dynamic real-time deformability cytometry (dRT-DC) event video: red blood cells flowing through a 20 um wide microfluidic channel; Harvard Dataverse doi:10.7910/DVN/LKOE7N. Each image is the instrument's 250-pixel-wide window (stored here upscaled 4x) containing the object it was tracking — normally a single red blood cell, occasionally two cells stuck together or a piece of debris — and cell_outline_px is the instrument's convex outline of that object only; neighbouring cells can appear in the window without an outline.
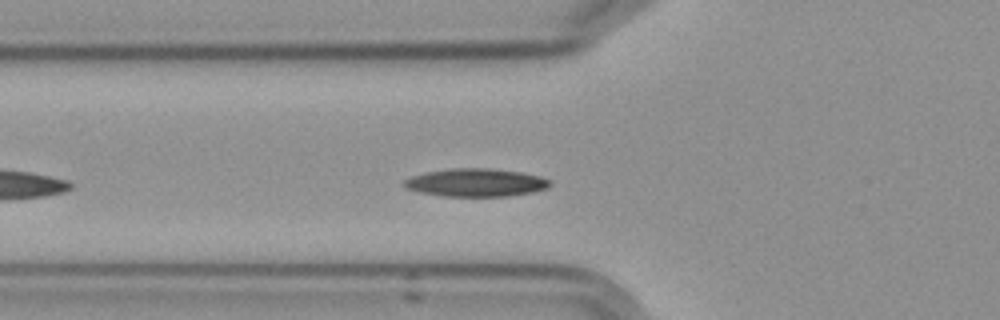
{"species": "Egyptian fruit bat (a non-hibernating species)", "species_latin": "Rousettus aegyptiacus", "temperature_condition": "cold", "stored_images_in_passage": 41, "camera_frame_rate_fps": 3000, "um_per_image_px": 0.085, "frame": {"image": 1, "passage_image": 7, "time_ms": 2.0, "image_size_px": [1000, 320], "cell_outline_px": [[552, 184], [548, 188], [532, 192], [508, 196], [444, 196], [420, 192], [404, 188], [400, 184], [404, 180], [412, 176], [428, 172], [452, 168], [488, 168], [520, 172], [540, 176], [552, 180]], "centroid_in_image_um": [40.45, 15.52], "position_along_channel_um": 85.3, "area_um2": 23.87}}
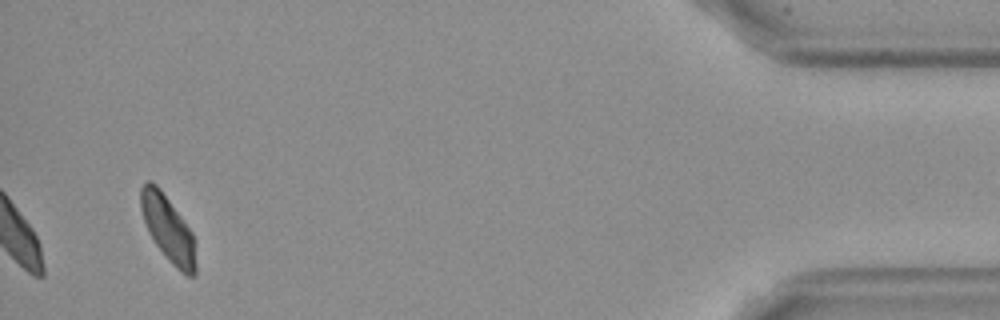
{"frame": {"image": 2, "passage_image": 41, "time_ms": 13.333, "image_size_px": [1000, 320], "cell_outline_px": [[196, 272], [192, 276], [188, 276], [180, 272], [164, 256], [148, 232], [140, 208], [140, 188], [144, 180], [152, 180], [160, 188], [192, 232], [196, 264]], "centroid_in_image_um": [14.25, 19.41], "position_along_channel_um": 421.0, "area_um2": 21.1}, "authors_computed_cell_mechanics": {"area_um2": 22.3108, "velocity_mm_per_s": 3.5598, "shape_relaxation_time_tau1_ms": 6.3587, "shape_relaxation_time_tau2_ms": null, "deformation_change_tau1": 0.1589, "deformation_change_tau2": null}}